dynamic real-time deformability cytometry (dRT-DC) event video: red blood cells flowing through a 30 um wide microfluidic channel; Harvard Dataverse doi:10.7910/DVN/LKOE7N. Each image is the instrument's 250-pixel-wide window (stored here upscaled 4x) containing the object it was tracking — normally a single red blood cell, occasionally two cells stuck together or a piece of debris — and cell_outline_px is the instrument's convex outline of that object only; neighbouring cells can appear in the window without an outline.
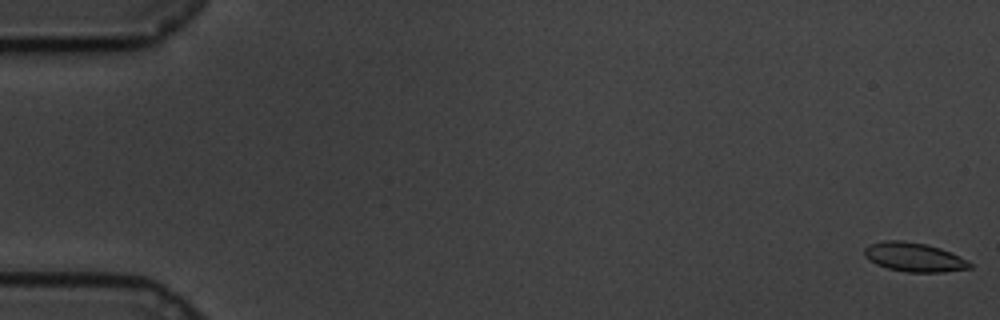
{"species": "common noctule bat (a hibernating species)", "species_latin": "Nyctalus noctula", "temperature_condition": "cold", "stored_images_in_passage": 60, "camera_frame_rate_fps": 3000, "um_per_image_px": 0.085, "animal": {"sex": "male", "body_mass_g": 19.5, "forearm_length_mm": 54.6}, "frame": {"image": 1, "passage_image": 1, "time_ms": 0.0, "image_size_px": [1000, 320], "cell_outline_px": [[972, 268], [940, 272], [908, 272], [888, 268], [876, 264], [868, 260], [864, 256], [864, 248], [868, 244], [884, 240], [904, 240], [924, 244], [940, 248], [960, 256], [968, 260], [972, 264]], "centroid_in_image_um": [77.67, 21.85], "position_along_channel_um": 7.3, "area_um2": 17.92}}
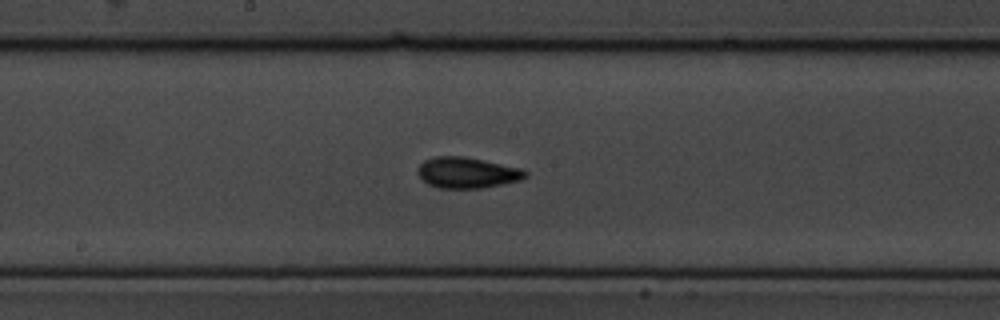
{"frame": {"image": 2, "passage_image": 32, "time_ms": 10.333, "image_size_px": [1000, 320], "cell_outline_px": [[528, 176], [520, 180], [480, 188], [440, 188], [428, 184], [416, 172], [420, 164], [424, 160], [436, 156], [464, 156], [520, 168], [528, 172]], "centroid_in_image_um": [39.69, 14.67], "position_along_channel_um": 208.5, "area_um2": 19.19}}
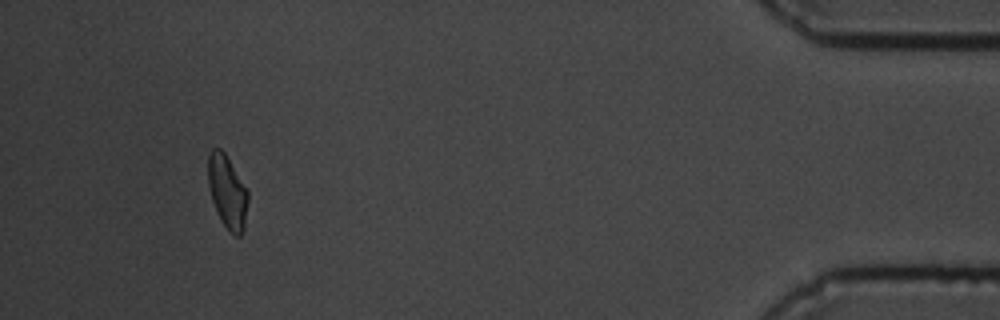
{"frame": {"image": 3, "passage_image": 56, "time_ms": 18.333, "image_size_px": [1000, 320], "cell_outline_px": [[248, 200], [244, 228], [240, 236], [236, 236], [228, 232], [220, 220], [212, 200], [208, 184], [208, 152], [212, 148], [220, 148], [224, 152], [248, 192]], "centroid_in_image_um": [19.31, 16.33], "position_along_channel_um": 415.9, "area_um2": 16.94}, "authors_computed_cell_mechanics": {"area_um2": 17.918, "velocity_mm_per_s": 3.3944, "shape_relaxation_time_tau1_ms": 2.6453, "shape_relaxation_time_tau2_ms": 1.8839, "deformation_change_tau1": 0.1106, "deformation_change_tau2": 0.0625}}